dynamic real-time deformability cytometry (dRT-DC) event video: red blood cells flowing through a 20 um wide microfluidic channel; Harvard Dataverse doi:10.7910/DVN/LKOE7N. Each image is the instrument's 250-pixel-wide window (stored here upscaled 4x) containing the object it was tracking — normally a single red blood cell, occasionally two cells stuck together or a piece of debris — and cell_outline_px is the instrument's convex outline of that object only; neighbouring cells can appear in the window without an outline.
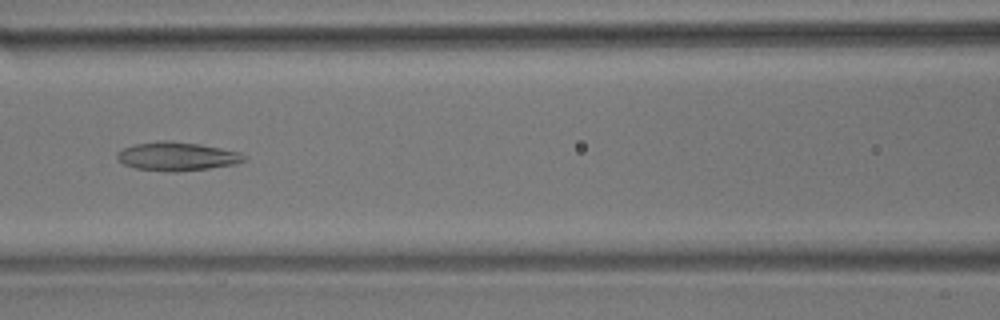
{"species": "common noctule bat (a hibernating species)", "species_latin": "Nyctalus noctula", "temperature_condition": "room temperature", "stored_images_in_passage": 6, "camera_frame_rate_fps": 3000, "um_per_image_px": 0.085, "animal": {"sex": "male", "body_mass_g": 17.9}, "frame": {"image": 1, "passage_image": 4, "time_ms": 1.0, "image_size_px": [1000, 320], "cell_outline_px": [[248, 156], [244, 160], [236, 164], [208, 168], [176, 172], [168, 172], [136, 168], [124, 164], [116, 160], [116, 152], [124, 148], [136, 144], [160, 140], [172, 140], [200, 144], [240, 152]], "centroid_in_image_um": [15.03, 13.28], "position_along_channel_um": 151.6, "area_um2": 21.33}}
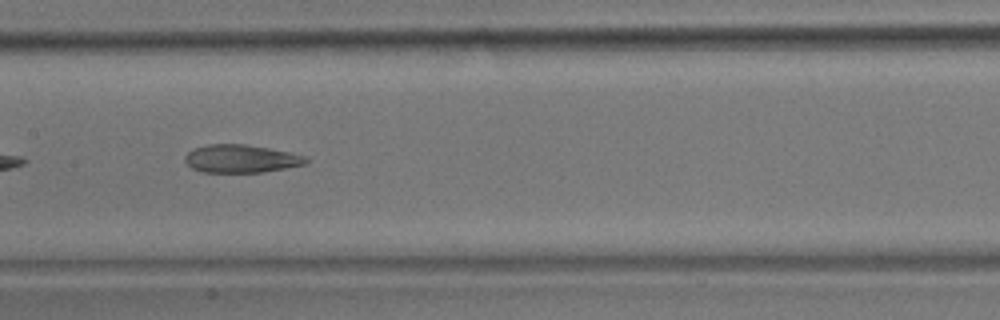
{"frame": {"image": 2, "passage_image": 5, "time_ms": 1.333, "image_size_px": [1000, 320], "cell_outline_px": [[308, 164], [264, 172], [204, 172], [192, 168], [184, 160], [184, 156], [192, 148], [208, 144], [244, 144], [292, 152], [308, 156]], "centroid_in_image_um": [20.52, 13.48], "position_along_channel_um": 186.9, "area_um2": 19.94}}